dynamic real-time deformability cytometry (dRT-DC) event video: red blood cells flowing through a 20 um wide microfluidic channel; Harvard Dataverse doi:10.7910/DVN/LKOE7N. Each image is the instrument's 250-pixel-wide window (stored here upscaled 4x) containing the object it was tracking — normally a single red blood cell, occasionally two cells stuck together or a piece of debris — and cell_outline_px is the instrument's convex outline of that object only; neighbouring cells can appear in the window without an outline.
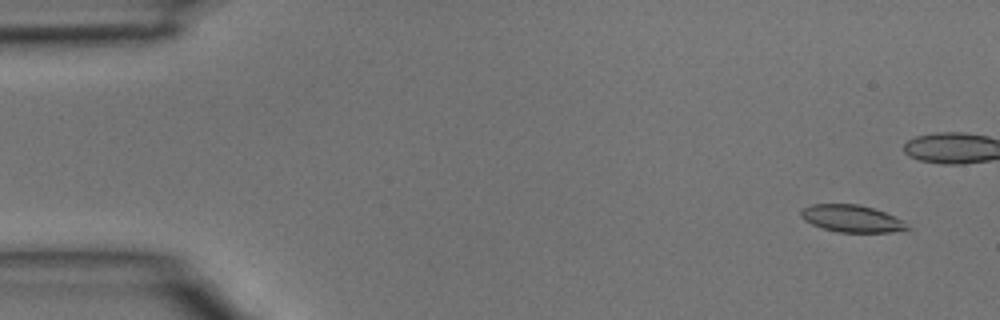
{"species": "common noctule bat (a hibernating species)", "species_latin": "Nyctalus noctula", "temperature_condition": "room temperature", "stored_images_in_passage": 4, "camera_frame_rate_fps": 3000, "um_per_image_px": 0.085, "animal": {"sex": "male", "body_mass_g": 15.6}, "frame": {"image": 1, "passage_image": 1, "time_ms": 0.0, "image_size_px": [1000, 320], "cell_outline_px": [[912, 228], [892, 232], [836, 232], [812, 224], [804, 220], [800, 216], [800, 212], [804, 208], [812, 204], [860, 204], [884, 212], [900, 220]], "centroid_in_image_um": [72.37, 18.58], "position_along_channel_um": 12.6, "area_um2": 16.59}}
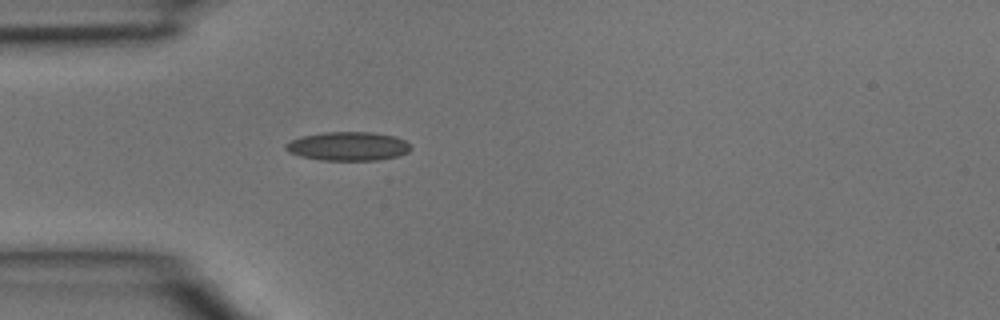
{"frame": {"image": 2, "passage_image": 4, "time_ms": 1.0, "image_size_px": [1000, 320], "cell_outline_px": [[412, 148], [408, 152], [396, 156], [376, 160], [320, 160], [300, 156], [288, 152], [284, 148], [284, 144], [300, 136], [324, 132], [372, 132], [396, 136], [404, 140]], "centroid_in_image_um": [29.55, 12.42], "position_along_channel_um": 55.4, "area_um2": 21.04}}